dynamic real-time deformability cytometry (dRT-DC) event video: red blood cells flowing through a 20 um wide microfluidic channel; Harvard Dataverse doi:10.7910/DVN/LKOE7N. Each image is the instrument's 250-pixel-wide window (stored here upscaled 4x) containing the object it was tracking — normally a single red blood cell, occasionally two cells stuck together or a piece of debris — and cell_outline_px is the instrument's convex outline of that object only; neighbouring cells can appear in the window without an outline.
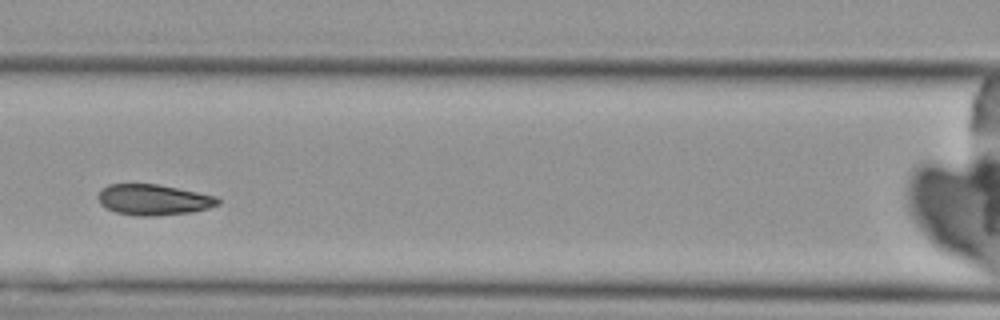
{"species": "Egyptian fruit bat (a non-hibernating species)", "species_latin": "Rousettus aegyptiacus", "temperature_condition": "cold", "stored_images_in_passage": 6, "camera_frame_rate_fps": 3000, "um_per_image_px": 0.085, "animal": {"sex": "female"}, "frame": {"image": 1, "passage_image": 3, "time_ms": 2.333, "image_size_px": [1000, 320], "cell_outline_px": [[220, 204], [208, 208], [192, 212], [152, 216], [136, 216], [116, 212], [104, 208], [100, 204], [96, 196], [100, 188], [108, 184], [156, 184], [216, 196], [220, 200]], "centroid_in_image_um": [12.98, 16.98], "position_along_channel_um": 153.6, "area_um2": 21.62}}
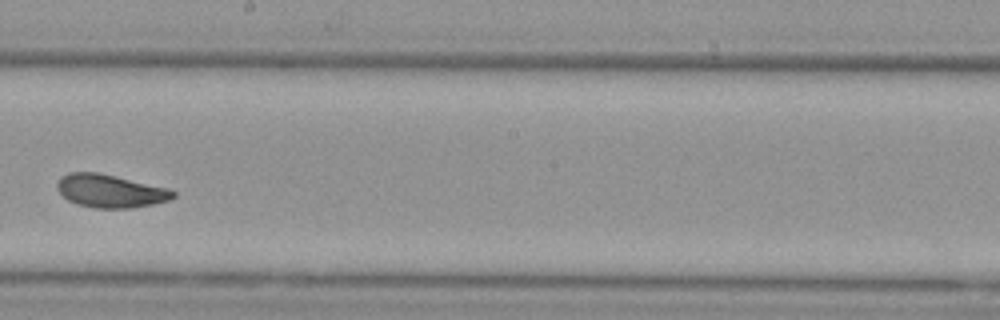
{"frame": {"image": 2, "passage_image": 5, "time_ms": 4.667, "image_size_px": [1000, 320], "cell_outline_px": [[176, 196], [168, 200], [152, 204], [132, 208], [96, 208], [76, 204], [68, 200], [56, 188], [56, 184], [60, 176], [68, 172], [96, 172], [116, 176], [168, 188], [176, 192]], "centroid_in_image_um": [9.35, 16.23], "position_along_channel_um": 238.9, "area_um2": 22.37}}
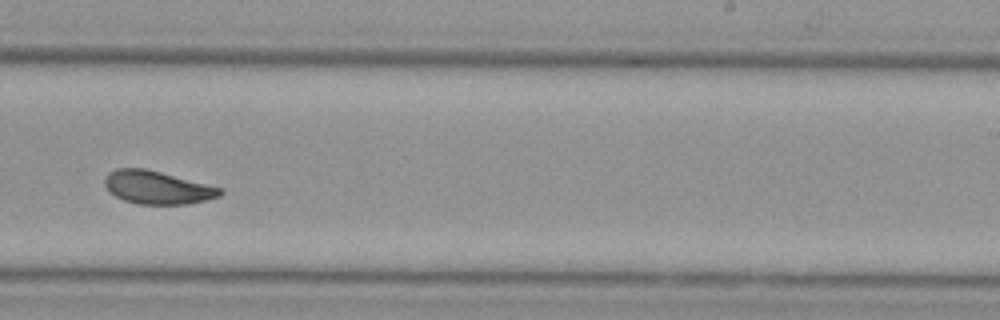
{"frame": {"image": 3, "passage_image": 6, "time_ms": 5.667, "image_size_px": [1000, 320], "cell_outline_px": [[224, 192], [220, 196], [188, 204], [136, 204], [124, 200], [116, 196], [104, 184], [104, 180], [108, 172], [116, 168], [144, 168], [160, 172], [220, 188]], "centroid_in_image_um": [13.33, 15.94], "position_along_channel_um": 275.7, "area_um2": 21.85}}